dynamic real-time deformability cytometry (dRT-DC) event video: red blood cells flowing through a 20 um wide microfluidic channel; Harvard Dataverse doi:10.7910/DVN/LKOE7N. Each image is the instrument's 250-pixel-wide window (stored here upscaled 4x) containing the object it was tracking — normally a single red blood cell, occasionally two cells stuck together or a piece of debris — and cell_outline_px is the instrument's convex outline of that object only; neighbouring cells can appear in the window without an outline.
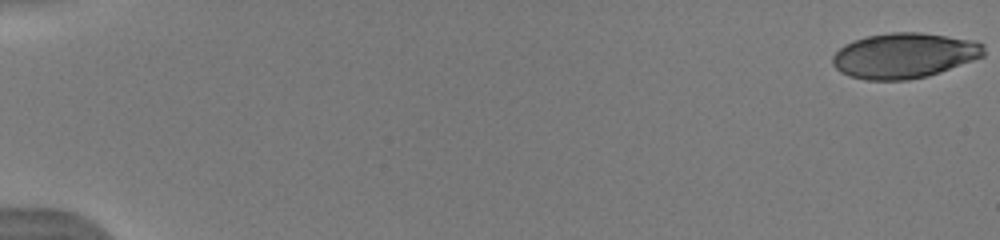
{"species": "human", "species_latin": "Homo sapiens", "temperature_condition": "warm", "stored_images_in_passage": 47, "camera_frame_rate_fps": 3000, "um_per_image_px": 0.085, "donor": {"sex": "male"}, "frame": {"image": 1, "passage_image": 1, "time_ms": 0.0, "image_size_px": [1000, 240], "cell_outline_px": [[984, 56], [940, 72], [928, 76], [908, 80], [864, 80], [848, 76], [840, 72], [832, 64], [832, 56], [844, 44], [852, 40], [868, 36], [892, 32], [920, 32], [976, 40], [984, 44]], "centroid_in_image_um": [76.85, 4.72], "position_along_channel_um": 8.2, "area_um2": 40.17}}
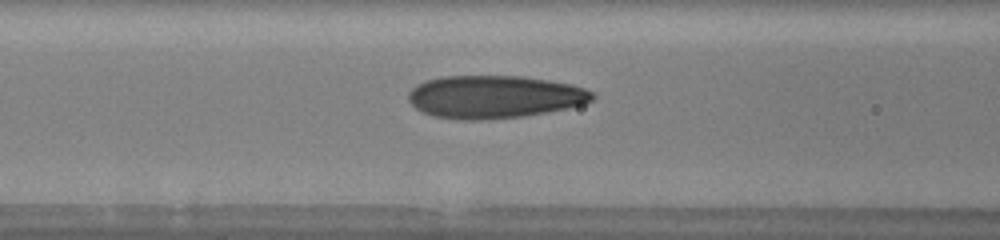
{"frame": {"image": 2, "passage_image": 24, "time_ms": 7.667, "image_size_px": [1000, 240], "cell_outline_px": [[596, 96], [592, 100], [584, 104], [568, 108], [524, 116], [480, 120], [460, 120], [432, 116], [416, 108], [408, 100], [408, 92], [416, 84], [424, 80], [444, 76], [524, 76], [572, 84], [584, 88], [592, 92]], "centroid_in_image_um": [42.01, 8.23], "position_along_channel_um": 124.6, "area_um2": 46.12}}
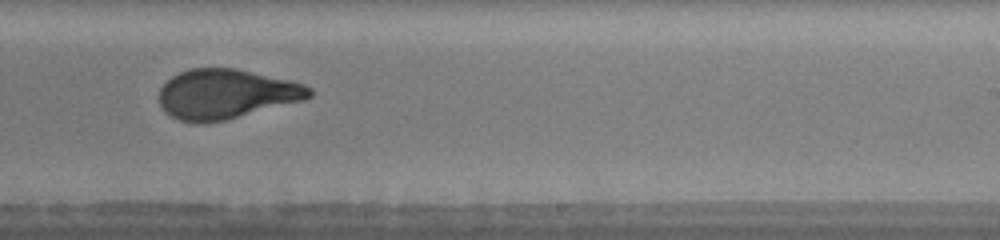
{"frame": {"image": 3, "passage_image": 35, "time_ms": 11.333, "image_size_px": [1000, 240], "cell_outline_px": [[312, 96], [304, 100], [224, 120], [204, 124], [192, 124], [180, 120], [164, 112], [160, 104], [160, 88], [172, 76], [180, 72], [192, 68], [236, 68], [288, 80], [304, 84], [312, 88]], "centroid_in_image_um": [19.2, 8.0], "position_along_channel_um": 269.8, "area_um2": 43.41}, "authors_computed_cell_mechanics": {"area_um2": 43.35, "velocity_mm_per_s": 3.9663, "shape_relaxation_time_tau1_ms": 5.2905, "shape_relaxation_time_tau2_ms": 0.8357, "deformation_change_tau1": 0.2173, "deformation_change_tau2": 0.0794}}